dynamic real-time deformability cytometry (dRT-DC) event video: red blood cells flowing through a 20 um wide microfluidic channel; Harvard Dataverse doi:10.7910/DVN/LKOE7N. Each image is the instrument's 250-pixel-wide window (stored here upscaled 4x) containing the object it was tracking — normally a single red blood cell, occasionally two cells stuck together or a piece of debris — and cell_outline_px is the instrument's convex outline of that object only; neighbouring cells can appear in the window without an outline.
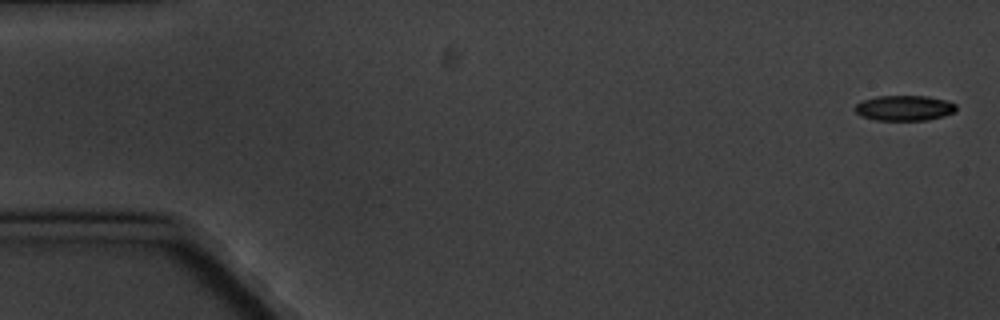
{"species": "common noctule bat (a hibernating species)", "species_latin": "Nyctalus noctula", "temperature_condition": "cold", "stored_images_in_passage": 4, "camera_frame_rate_fps": 3000, "um_per_image_px": 0.085, "animal": {"sex": "male", "body_mass_g": 20.1, "forearm_length_mm": 53.5}, "frame": {"image": 1, "passage_image": 1, "time_ms": 0.0, "image_size_px": [1000, 320], "cell_outline_px": [[956, 112], [928, 120], [876, 120], [860, 116], [852, 108], [856, 104], [864, 100], [876, 96], [928, 96], [948, 100], [956, 104]], "centroid_in_image_um": [76.87, 9.18], "position_along_channel_um": 8.1, "area_um2": 15.09}}